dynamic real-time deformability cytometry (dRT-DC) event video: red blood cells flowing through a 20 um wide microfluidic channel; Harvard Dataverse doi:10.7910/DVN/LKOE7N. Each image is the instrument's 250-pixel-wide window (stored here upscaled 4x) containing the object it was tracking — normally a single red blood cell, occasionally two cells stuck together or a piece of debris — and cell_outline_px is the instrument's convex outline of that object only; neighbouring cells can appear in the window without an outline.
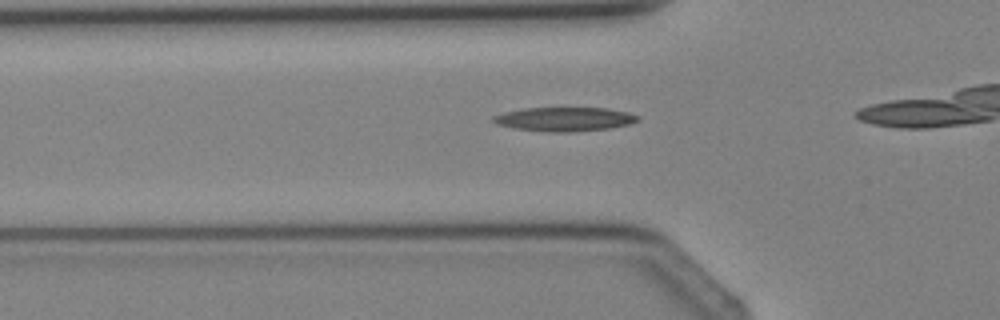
{"species": "Egyptian fruit bat (a non-hibernating species)", "species_latin": "Rousettus aegyptiacus", "temperature_condition": "cold", "stored_images_in_passage": 6, "camera_frame_rate_fps": 3000, "um_per_image_px": 0.085, "animal": {"sex": "female"}, "frame": {"image": 1, "passage_image": 4, "time_ms": 3.667, "image_size_px": [1000, 320], "cell_outline_px": [[640, 120], [628, 124], [608, 128], [572, 132], [544, 132], [512, 128], [496, 124], [492, 120], [492, 116], [504, 112], [520, 108], [608, 108], [628, 112], [640, 116]], "centroid_in_image_um": [47.95, 10.13], "position_along_channel_um": 77.9, "area_um2": 20.4}}